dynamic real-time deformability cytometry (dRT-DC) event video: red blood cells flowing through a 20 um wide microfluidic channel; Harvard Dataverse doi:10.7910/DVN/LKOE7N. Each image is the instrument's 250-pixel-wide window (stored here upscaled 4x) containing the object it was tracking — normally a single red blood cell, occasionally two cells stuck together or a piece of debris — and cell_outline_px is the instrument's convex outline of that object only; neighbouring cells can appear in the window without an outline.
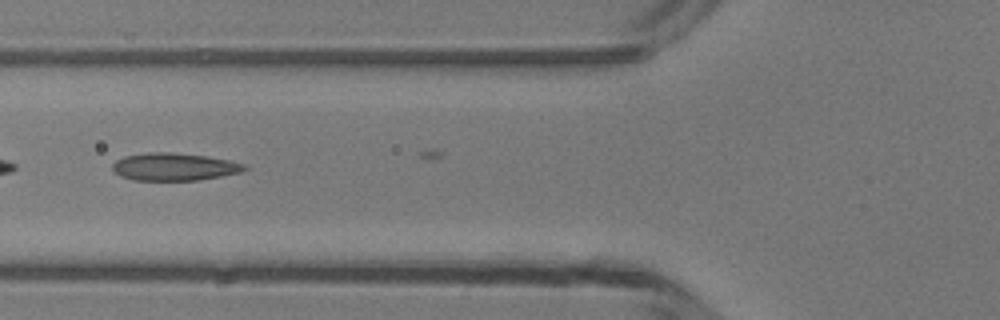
{"species": "common noctule bat (a hibernating species)", "species_latin": "Nyctalus noctula", "temperature_condition": "room temperature", "stored_images_in_passage": 26, "camera_frame_rate_fps": 3000, "um_per_image_px": 0.085, "animal": {"sex": "male", "body_mass_g": 13.3}, "frame": {"image": 1, "passage_image": 19, "time_ms": 6.0, "image_size_px": [1000, 320], "cell_outline_px": [[248, 168], [244, 172], [200, 180], [132, 180], [120, 176], [112, 168], [112, 164], [116, 160], [124, 156], [148, 152], [172, 152], [208, 156], [228, 160], [244, 164]], "centroid_in_image_um": [14.82, 14.17], "position_along_channel_um": 111.0, "area_um2": 21.39}}
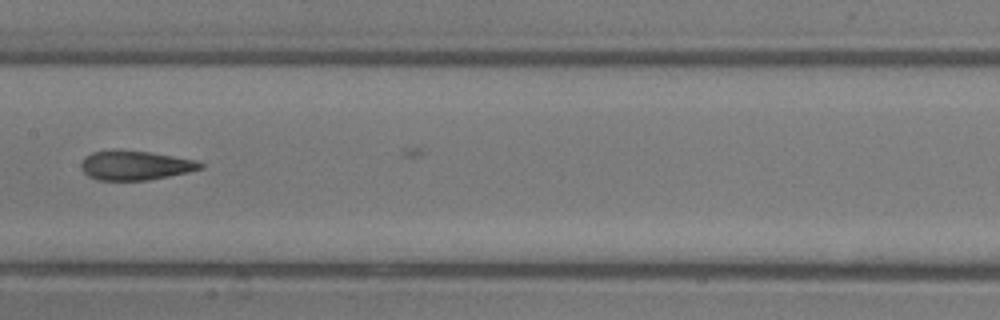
{"frame": {"image": 2, "passage_image": 25, "time_ms": 8.0, "image_size_px": [1000, 320], "cell_outline_px": [[204, 168], [188, 172], [148, 180], [96, 180], [88, 176], [80, 168], [80, 164], [92, 152], [148, 152], [196, 160], [204, 164]], "centroid_in_image_um": [11.54, 14.1], "position_along_channel_um": 195.9, "area_um2": 19.71}}